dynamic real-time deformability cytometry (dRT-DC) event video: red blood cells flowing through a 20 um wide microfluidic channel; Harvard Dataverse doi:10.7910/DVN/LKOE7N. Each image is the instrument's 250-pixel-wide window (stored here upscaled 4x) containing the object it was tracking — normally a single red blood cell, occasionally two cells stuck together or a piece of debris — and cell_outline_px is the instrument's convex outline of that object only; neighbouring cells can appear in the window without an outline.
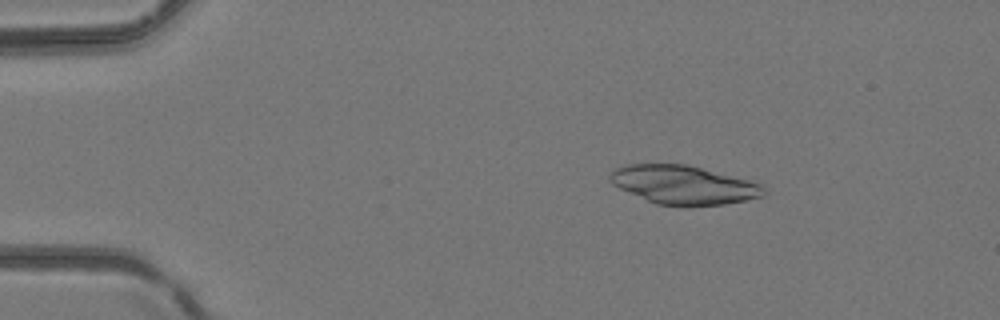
{"species": "common noctule bat (a hibernating species)", "species_latin": "Nyctalus noctula", "temperature_condition": "room temperature", "stored_images_in_passage": 5, "camera_frame_rate_fps": 3000, "um_per_image_px": 0.085, "animal": {"sex": "female", "body_mass_g": 24.6, "forearm_length_mm": 56.2}, "frame": {"image": 1, "passage_image": 3, "time_ms": 0.667, "image_size_px": [1000, 320], "cell_outline_px": [[768, 192], [764, 196], [724, 204], [692, 208], [688, 208], [656, 204], [620, 188], [612, 184], [608, 180], [608, 176], [616, 168], [624, 164], [688, 164], [748, 180], [760, 184], [768, 188]], "centroid_in_image_um": [58.12, 15.73], "position_along_channel_um": 26.9, "area_um2": 35.2}}